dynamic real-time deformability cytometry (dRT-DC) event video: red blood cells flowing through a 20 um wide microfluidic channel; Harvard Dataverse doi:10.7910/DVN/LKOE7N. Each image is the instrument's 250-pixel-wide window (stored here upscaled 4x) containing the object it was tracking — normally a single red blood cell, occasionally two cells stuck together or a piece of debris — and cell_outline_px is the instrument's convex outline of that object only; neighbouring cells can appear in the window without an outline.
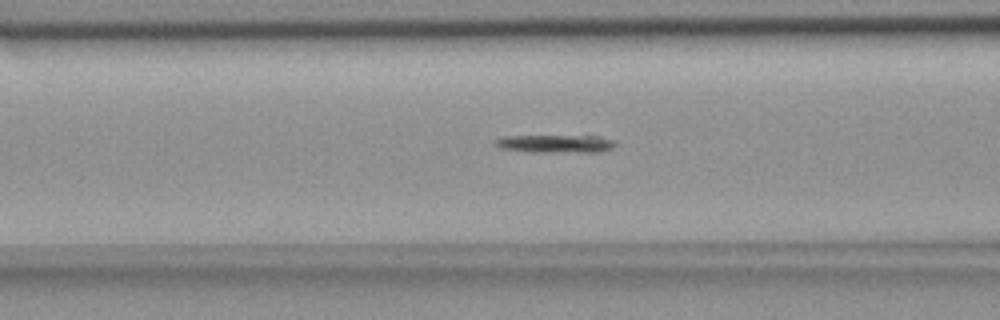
{"species": "common noctule bat (a hibernating species)", "species_latin": "Nyctalus noctula", "temperature_condition": "room temperature", "stored_images_in_passage": 48, "camera_frame_rate_fps": 3000, "um_per_image_px": 0.085, "animal": {"sex": "female", "body_mass_g": 18.4}, "frame": {"image": 1, "passage_image": 14, "time_ms": 4.333, "image_size_px": [1000, 320], "cell_outline_px": [[616, 144], [612, 148], [600, 152], [532, 152], [500, 148], [492, 140], [504, 136], [600, 136], [616, 140]], "centroid_in_image_um": [47.25, 12.21], "position_along_channel_um": 119.3, "area_um2": 12.66}}
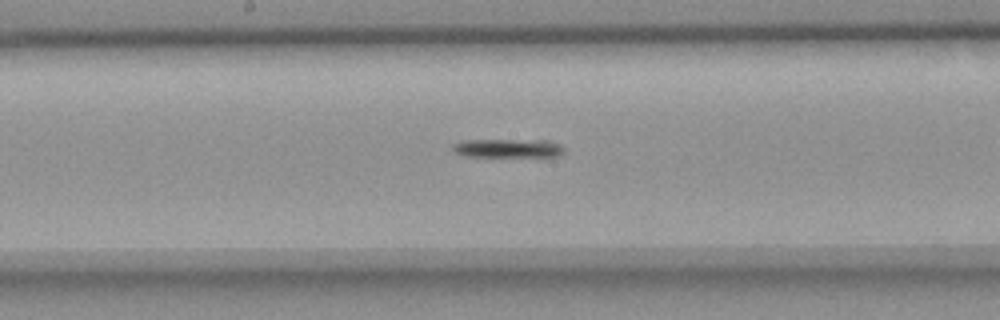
{"frame": {"image": 2, "passage_image": 21, "time_ms": 6.667, "image_size_px": [1000, 320], "cell_outline_px": [[564, 152], [556, 156], [464, 156], [456, 152], [452, 148], [452, 144], [464, 140], [548, 140], [560, 144], [564, 148]], "centroid_in_image_um": [43.18, 12.59], "position_along_channel_um": 205.0, "area_um2": 12.02}}
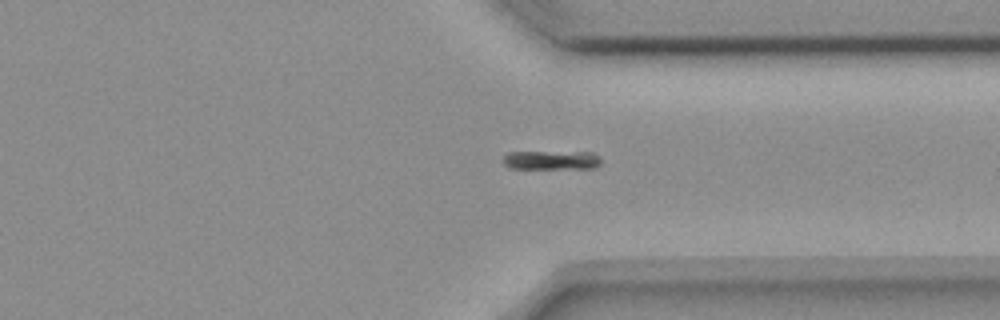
{"frame": {"image": 3, "passage_image": 34, "time_ms": 11.0, "image_size_px": [1000, 320], "cell_outline_px": [[600, 164], [596, 168], [508, 168], [504, 164], [504, 156], [508, 152], [592, 152], [600, 156]], "centroid_in_image_um": [46.9, 13.6], "position_along_channel_um": 364.5, "area_um2": 10.81}}